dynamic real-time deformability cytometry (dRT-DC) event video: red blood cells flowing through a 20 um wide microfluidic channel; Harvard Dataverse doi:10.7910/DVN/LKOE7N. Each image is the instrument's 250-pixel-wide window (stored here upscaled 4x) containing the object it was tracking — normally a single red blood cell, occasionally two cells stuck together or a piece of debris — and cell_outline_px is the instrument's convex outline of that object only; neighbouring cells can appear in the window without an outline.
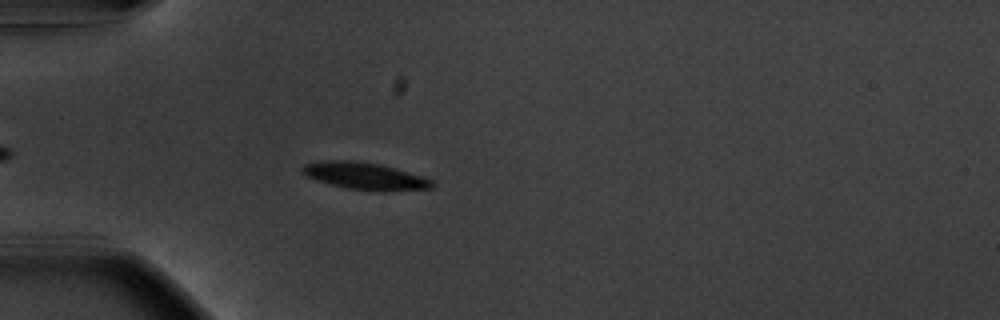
{"species": "common noctule bat (a hibernating species)", "species_latin": "Nyctalus noctula", "temperature_condition": "warm", "stored_images_in_passage": 46, "camera_frame_rate_fps": 3000, "um_per_image_px": 0.085, "animal": {"sex": "male", "body_mass_g": 20.1, "forearm_length_mm": 53.5}, "frame": {"image": 1, "passage_image": 7, "time_ms": 2.0, "image_size_px": [1000, 320], "cell_outline_px": [[436, 184], [432, 188], [344, 188], [308, 176], [300, 172], [300, 168], [304, 164], [328, 160], [352, 160], [380, 164], [424, 176], [432, 180]], "centroid_in_image_um": [30.95, 14.89], "position_along_channel_um": 54.0, "area_um2": 19.31}}
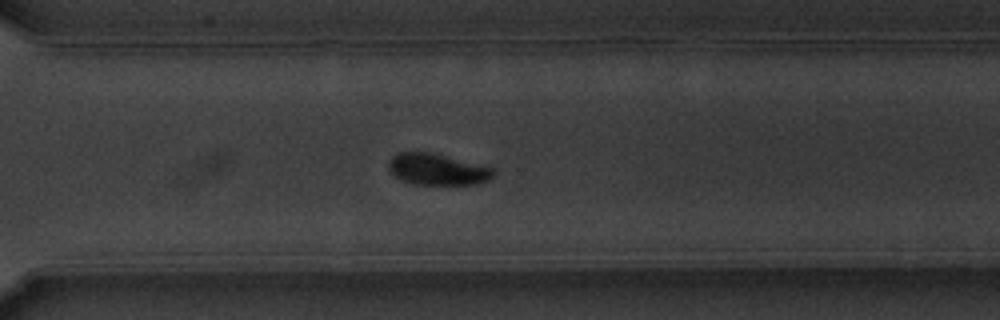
{"frame": {"image": 2, "passage_image": 31, "time_ms": 10.0, "image_size_px": [1000, 320], "cell_outline_px": [[496, 172], [488, 180], [476, 184], [412, 184], [400, 180], [388, 168], [388, 160], [392, 156], [400, 152], [432, 152], [496, 168]], "centroid_in_image_um": [37.18, 14.39], "position_along_channel_um": 333.4, "area_um2": 19.31}}
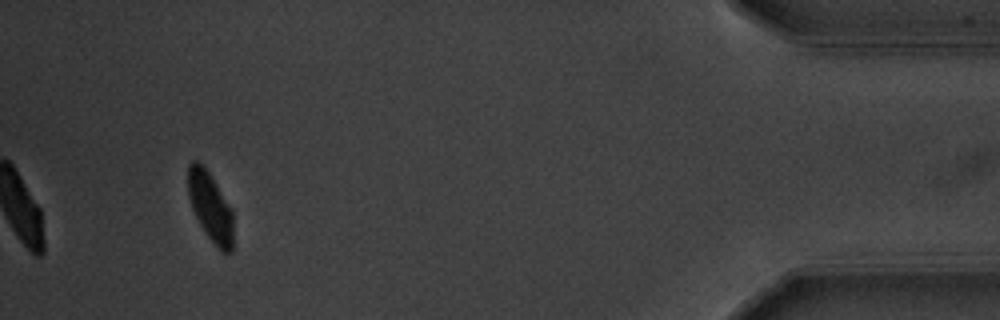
{"frame": {"image": 3, "passage_image": 43, "time_ms": 14.0, "image_size_px": [1000, 320], "cell_outline_px": [[232, 252], [220, 252], [212, 244], [204, 232], [192, 208], [188, 196], [188, 164], [192, 160], [200, 160], [204, 164], [232, 208]], "centroid_in_image_um": [17.87, 17.56], "position_along_channel_um": 417.3, "area_um2": 18.61}, "authors_computed_cell_mechanics": {"area_um2": 20.0855, "velocity_mm_per_s": 3.6418, "shape_relaxation_time_tau1_ms": 2.2655, "shape_relaxation_time_tau2_ms": null, "deformation_change_tau1": 0.1312, "deformation_change_tau2": null}}